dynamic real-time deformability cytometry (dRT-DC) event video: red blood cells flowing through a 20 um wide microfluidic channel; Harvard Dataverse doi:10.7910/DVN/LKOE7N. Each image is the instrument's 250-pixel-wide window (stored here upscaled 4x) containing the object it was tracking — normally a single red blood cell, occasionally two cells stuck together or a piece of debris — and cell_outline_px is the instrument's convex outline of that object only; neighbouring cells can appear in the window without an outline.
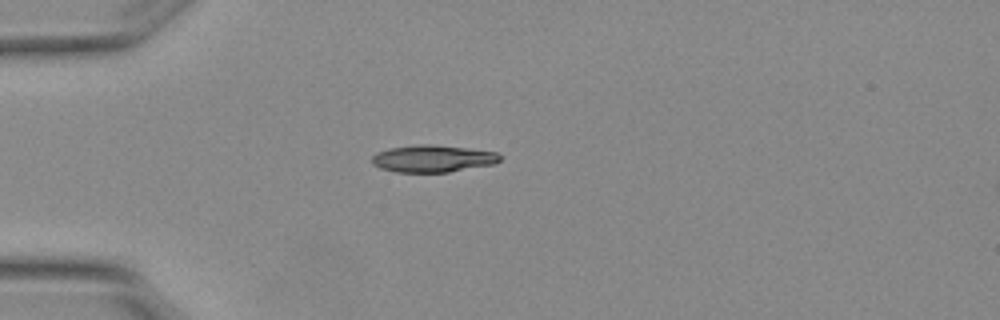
{"species": "Egyptian fruit bat (a non-hibernating species)", "species_latin": "Rousettus aegyptiacus", "temperature_condition": "warm", "stored_images_in_passage": 1, "camera_frame_rate_fps": 3000, "um_per_image_px": 0.085, "animal": {"sex": "female"}, "frame": {"image": 1, "passage_image": 1, "time_ms": 0.0, "image_size_px": [1000, 320], "cell_outline_px": [[500, 160], [496, 164], [448, 172], [396, 172], [380, 168], [372, 164], [372, 156], [376, 152], [388, 148], [420, 144], [428, 144], [464, 148], [496, 152], [500, 156]], "centroid_in_image_um": [36.75, 13.49], "position_along_channel_um": 48.2, "area_um2": 20.17}}